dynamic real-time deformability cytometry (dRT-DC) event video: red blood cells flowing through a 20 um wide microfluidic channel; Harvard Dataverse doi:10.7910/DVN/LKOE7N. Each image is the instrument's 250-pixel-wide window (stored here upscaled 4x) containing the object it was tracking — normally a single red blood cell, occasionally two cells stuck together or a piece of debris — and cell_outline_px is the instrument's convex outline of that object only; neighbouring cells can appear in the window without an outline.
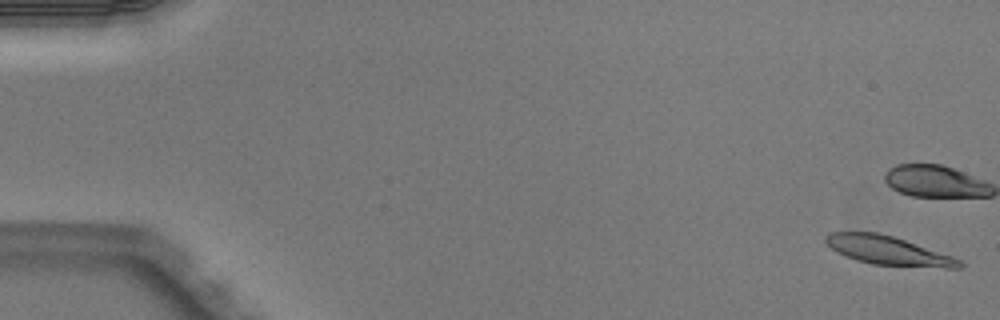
{"species": "Egyptian fruit bat (a non-hibernating species)", "species_latin": "Rousettus aegyptiacus", "temperature_condition": "warm", "stored_images_in_passage": 50, "camera_frame_rate_fps": 3000, "um_per_image_px": 0.085, "animal": {"sex": "male"}, "frame": {"image": 1, "passage_image": 1, "time_ms": 0.0, "image_size_px": [1000, 320], "cell_outline_px": [[964, 264], [960, 268], [944, 268], [872, 264], [856, 260], [836, 252], [824, 240], [824, 236], [832, 232], [876, 232], [892, 236], [952, 256], [960, 260]], "centroid_in_image_um": [75.48, 21.3], "position_along_channel_um": 9.5, "area_um2": 22.2}, "authors_computed_cell_mechanics": {"area_um2": 23.6113, "velocity_mm_per_s": 4.0132, "shape_relaxation_time_tau1_ms": 4.8827, "shape_relaxation_time_tau2_ms": 1.3094, "deformation_change_tau1": 0.1888, "deformation_change_tau2": 0.089}}